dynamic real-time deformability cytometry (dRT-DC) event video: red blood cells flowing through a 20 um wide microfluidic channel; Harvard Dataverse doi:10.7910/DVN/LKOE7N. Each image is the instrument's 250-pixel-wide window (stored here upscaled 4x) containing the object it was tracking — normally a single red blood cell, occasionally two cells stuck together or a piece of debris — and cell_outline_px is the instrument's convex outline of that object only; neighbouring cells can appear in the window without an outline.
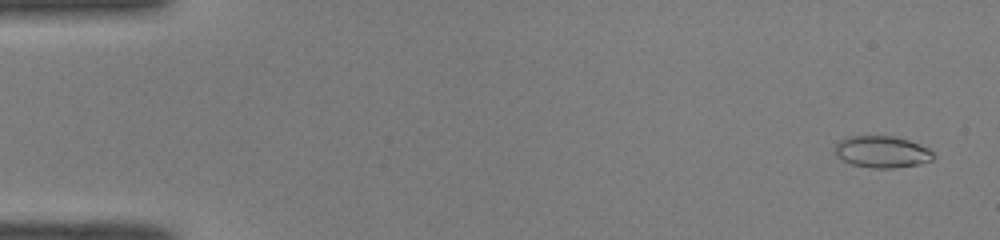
{"species": "common noctule bat (a hibernating species)", "species_latin": "Nyctalus noctula", "temperature_condition": "room temperature", "stored_images_in_passage": 51, "camera_frame_rate_fps": 3000, "um_per_image_px": 0.085, "animal": {"sex": "male", "body_mass_g": 19.0, "forearm_length_mm": 50.8}, "frame": {"image": 1, "passage_image": 3, "time_ms": 0.667, "image_size_px": [1000, 240], "cell_outline_px": [[932, 160], [920, 164], [896, 168], [872, 168], [852, 164], [836, 156], [836, 144], [840, 140], [848, 136], [892, 136], [908, 140], [928, 148], [932, 152]], "centroid_in_image_um": [74.96, 12.91], "position_along_channel_um": 10.0, "area_um2": 18.03}}
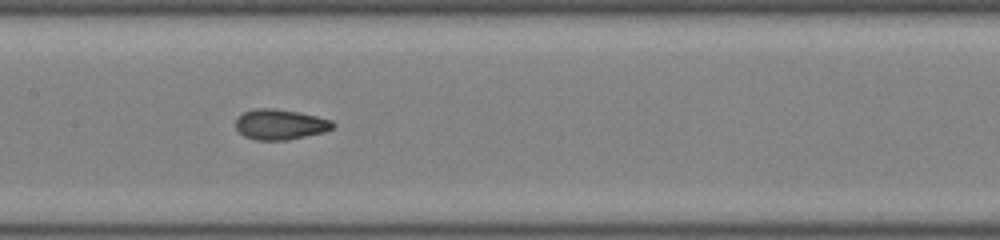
{"frame": {"image": 2, "passage_image": 26, "time_ms": 8.333, "image_size_px": [1000, 240], "cell_outline_px": [[336, 124], [332, 128], [324, 132], [288, 140], [256, 140], [244, 136], [236, 128], [236, 116], [244, 112], [256, 108], [276, 108], [300, 112], [332, 120]], "centroid_in_image_um": [23.81, 10.57], "position_along_channel_um": 183.6, "area_um2": 17.34}}
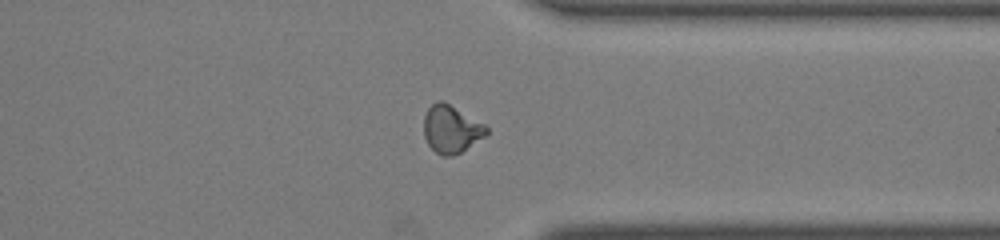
{"frame": {"image": 3, "passage_image": 40, "time_ms": 13.0, "image_size_px": [1000, 240], "cell_outline_px": [[488, 132], [484, 136], [460, 152], [452, 156], [440, 156], [428, 144], [424, 136], [424, 116], [428, 108], [436, 100], [444, 100], [484, 124], [488, 128]], "centroid_in_image_um": [38.32, 10.95], "position_along_channel_um": 373.1, "area_um2": 17.28}, "authors_computed_cell_mechanics": {"area_um2": 17.34, "velocity_mm_per_s": 4.0976, "shape_relaxation_time_tau1_ms": null, "shape_relaxation_time_tau2_ms": 1.5608, "deformation_change_tau1": null, "deformation_change_tau2": 0.075}}